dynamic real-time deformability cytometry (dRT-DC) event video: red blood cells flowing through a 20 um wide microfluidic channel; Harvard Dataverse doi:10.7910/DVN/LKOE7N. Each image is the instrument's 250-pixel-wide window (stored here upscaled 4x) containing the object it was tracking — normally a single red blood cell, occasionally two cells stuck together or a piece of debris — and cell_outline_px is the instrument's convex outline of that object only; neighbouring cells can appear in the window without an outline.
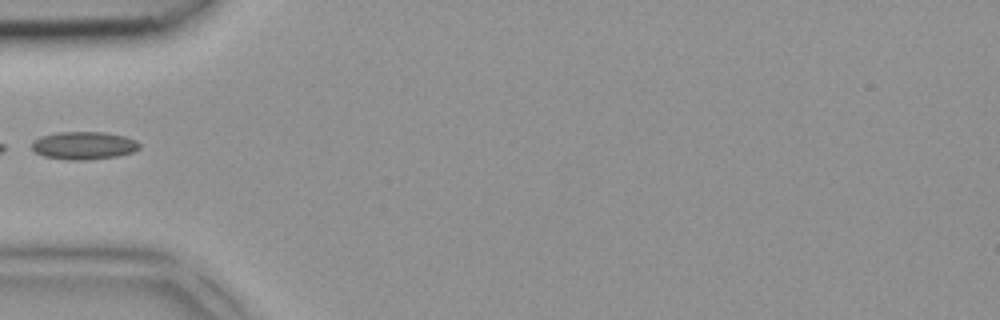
{"species": "common noctule bat (a hibernating species)", "species_latin": "Nyctalus noctula", "temperature_condition": "room temperature", "stored_images_in_passage": 4, "camera_frame_rate_fps": 3000, "um_per_image_px": 0.085, "animal": {"sex": "female", "body_mass_g": 18.4}, "frame": {"image": 1, "passage_image": 4, "time_ms": 1.0, "image_size_px": [1000, 320], "cell_outline_px": [[140, 148], [132, 152], [116, 156], [84, 160], [68, 160], [44, 156], [36, 152], [32, 148], [32, 144], [40, 136], [56, 132], [104, 132], [124, 136], [136, 140], [140, 144]], "centroid_in_image_um": [7.13, 12.36], "position_along_channel_um": 77.9, "area_um2": 17.34}}